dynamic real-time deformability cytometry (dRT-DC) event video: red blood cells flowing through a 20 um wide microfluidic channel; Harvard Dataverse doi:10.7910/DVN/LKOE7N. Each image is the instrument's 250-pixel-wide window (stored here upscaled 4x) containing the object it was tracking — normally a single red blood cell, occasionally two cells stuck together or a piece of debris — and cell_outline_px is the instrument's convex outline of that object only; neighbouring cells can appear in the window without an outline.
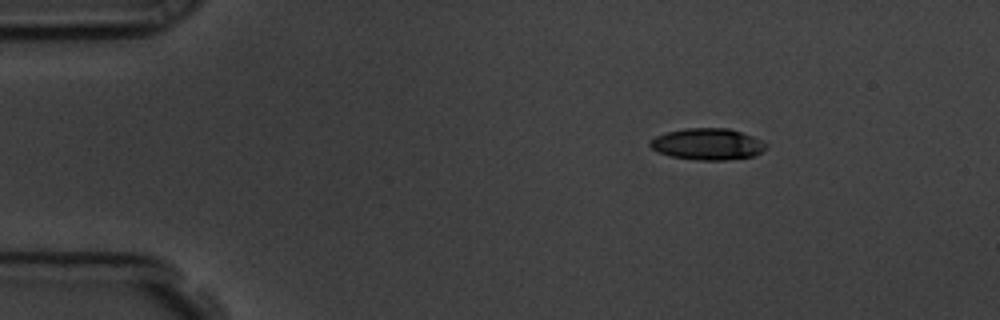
{"species": "common noctule bat (a hibernating species)", "species_latin": "Nyctalus noctula", "temperature_condition": "room temperature", "stored_images_in_passage": 49, "camera_frame_rate_fps": 3000, "um_per_image_px": 0.085, "animal": {"sex": "male", "body_mass_g": 19.5, "forearm_length_mm": 54.6}, "frame": {"image": 1, "passage_image": 1, "time_ms": 0.0, "image_size_px": [1000, 320], "cell_outline_px": [[768, 144], [756, 156], [724, 160], [696, 160], [672, 156], [660, 152], [652, 148], [648, 144], [648, 140], [656, 136], [668, 132], [688, 128], [728, 128], [752, 136]], "centroid_in_image_um": [60.13, 12.25], "position_along_channel_um": 24.9, "area_um2": 21.1}}
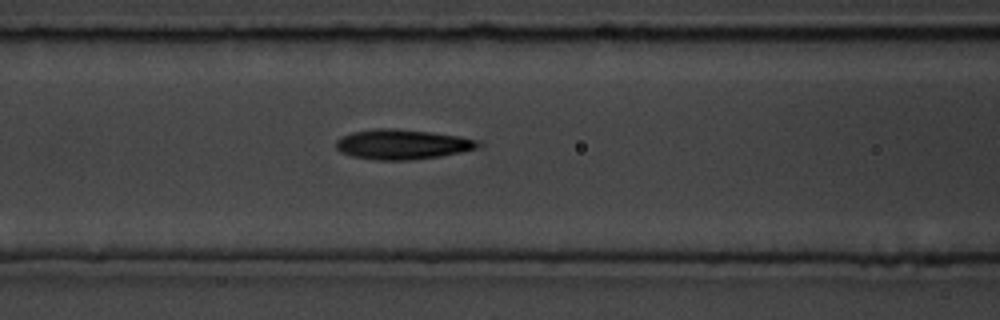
{"frame": {"image": 2, "passage_image": 16, "time_ms": 5.0, "image_size_px": [1000, 320], "cell_outline_px": [[484, 144], [476, 148], [460, 152], [440, 156], [412, 160], [376, 160], [352, 156], [340, 152], [336, 148], [336, 140], [352, 132], [380, 128], [396, 128], [460, 136], [480, 140]], "centroid_in_image_um": [34.22, 12.27], "position_along_channel_um": 132.4, "area_um2": 24.8}}
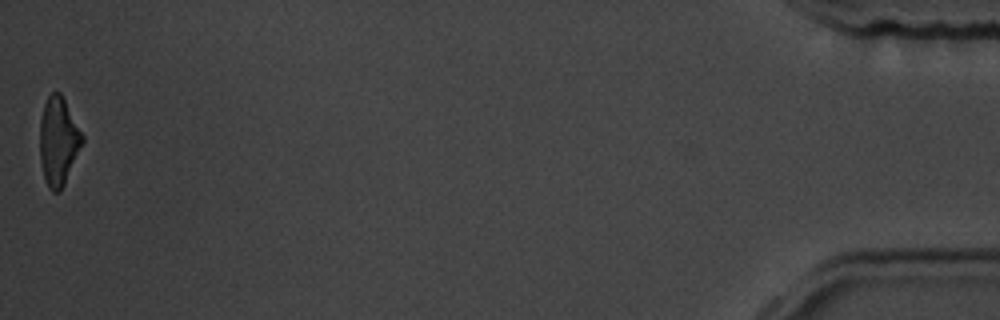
{"frame": {"image": 3, "passage_image": 49, "time_ms": 16.0, "image_size_px": [1000, 320], "cell_outline_px": [[84, 140], [64, 184], [60, 192], [52, 192], [48, 188], [44, 176], [40, 160], [40, 120], [44, 104], [48, 96], [52, 92], [60, 92], [84, 136]], "centroid_in_image_um": [4.95, 12.01], "position_along_channel_um": 430.2, "area_um2": 21.62}, "authors_computed_cell_mechanics": {"area_um2": 23.5246, "velocity_mm_per_s": 3.5973, "shape_relaxation_time_tau1_ms": 3.6439, "shape_relaxation_time_tau2_ms": 4.8148, "deformation_change_tau1": 0.1175, "deformation_change_tau2": 0.1608}}